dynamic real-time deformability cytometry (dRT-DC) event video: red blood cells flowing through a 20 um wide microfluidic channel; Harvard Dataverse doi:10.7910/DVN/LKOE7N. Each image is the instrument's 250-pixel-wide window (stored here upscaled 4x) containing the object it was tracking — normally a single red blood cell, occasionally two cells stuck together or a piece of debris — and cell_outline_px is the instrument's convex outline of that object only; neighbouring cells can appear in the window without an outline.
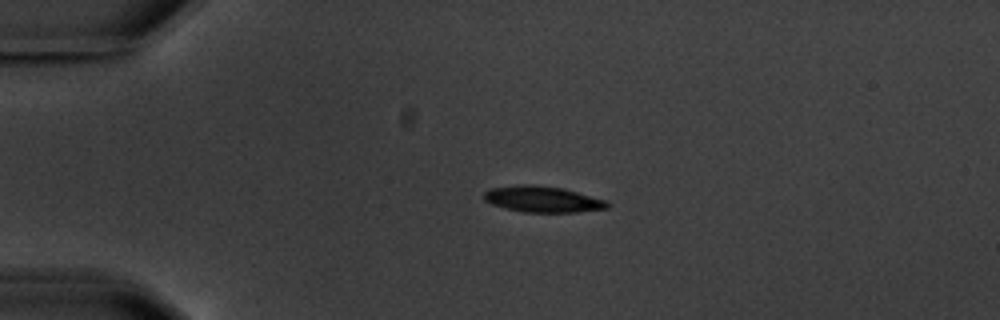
{"species": "common noctule bat (a hibernating species)", "species_latin": "Nyctalus noctula", "temperature_condition": "warm", "stored_images_in_passage": 3, "camera_frame_rate_fps": 3000, "um_per_image_px": 0.085, "animal": {"sex": "male", "body_mass_g": 20.1, "forearm_length_mm": 53.5}, "frame": {"image": 1, "passage_image": 2, "time_ms": 2.333, "image_size_px": [1000, 320], "cell_outline_px": [[608, 208], [576, 212], [524, 212], [504, 208], [492, 204], [484, 200], [484, 192], [492, 188], [520, 184], [532, 184], [564, 188], [604, 200], [608, 204]], "centroid_in_image_um": [46.08, 16.93], "position_along_channel_um": 38.9, "area_um2": 18.61}}